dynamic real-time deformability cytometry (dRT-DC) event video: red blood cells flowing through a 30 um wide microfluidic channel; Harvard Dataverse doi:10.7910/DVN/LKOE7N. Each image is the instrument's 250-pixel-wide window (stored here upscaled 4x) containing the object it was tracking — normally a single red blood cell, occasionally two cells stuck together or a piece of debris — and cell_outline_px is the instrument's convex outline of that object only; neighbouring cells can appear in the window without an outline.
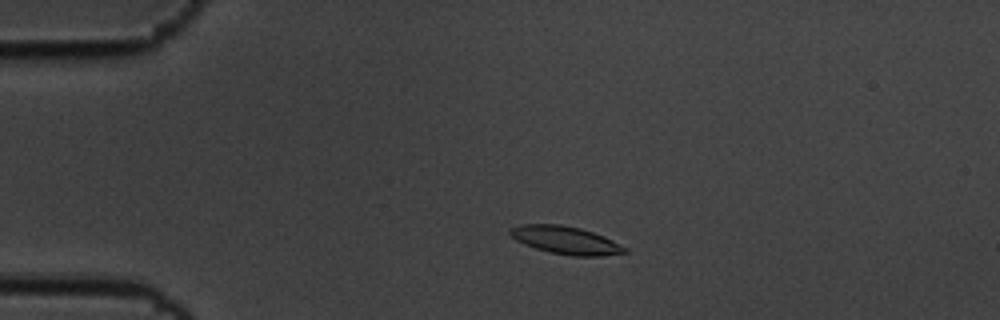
{"species": "common noctule bat (a hibernating species)", "species_latin": "Nyctalus noctula", "temperature_condition": "cold", "stored_images_in_passage": 52, "camera_frame_rate_fps": 3000, "um_per_image_px": 0.085, "animal": {"sex": "male", "body_mass_g": 19.5, "forearm_length_mm": 54.6}, "frame": {"image": 1, "passage_image": 7, "time_ms": 2.0, "image_size_px": [1000, 320], "cell_outline_px": [[628, 252], [600, 256], [572, 256], [548, 252], [524, 244], [516, 240], [508, 232], [508, 228], [520, 224], [560, 224], [580, 228], [604, 236], [628, 248]], "centroid_in_image_um": [48.07, 20.41], "position_along_channel_um": 36.9, "area_um2": 18.67}}
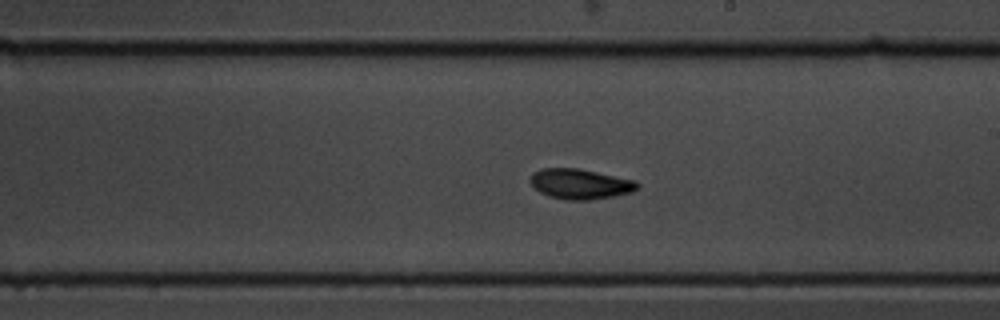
{"frame": {"image": 2, "passage_image": 28, "time_ms": 9.0, "image_size_px": [1000, 320], "cell_outline_px": [[640, 188], [632, 192], [612, 196], [588, 200], [564, 200], [548, 196], [540, 192], [528, 180], [532, 172], [540, 168], [576, 168], [636, 180], [640, 184]], "centroid_in_image_um": [49.3, 15.63], "position_along_channel_um": 239.7, "area_um2": 18.96}}
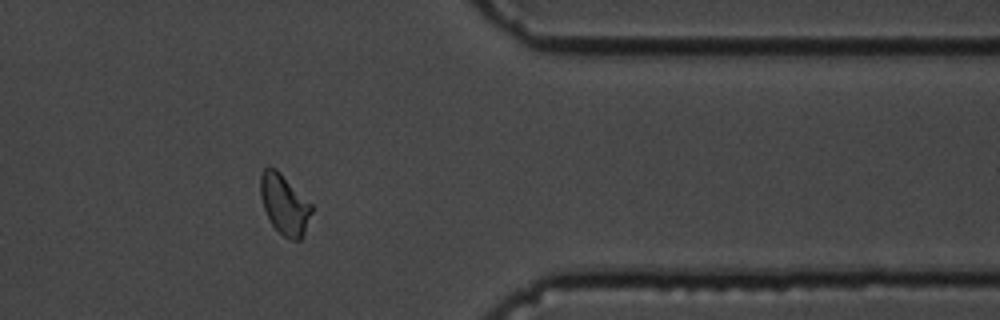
{"frame": {"image": 3, "passage_image": 42, "time_ms": 13.667, "image_size_px": [1000, 320], "cell_outline_px": [[312, 212], [304, 232], [300, 240], [292, 240], [284, 236], [272, 224], [264, 208], [260, 196], [260, 176], [264, 168], [268, 164], [276, 168], [312, 204]], "centroid_in_image_um": [24.16, 17.33], "position_along_channel_um": 387.2, "area_um2": 17.8}, "authors_computed_cell_mechanics": {"area_um2": 18.1781, "velocity_mm_per_s": 3.4591, "shape_relaxation_time_tau1_ms": 2.5797, "shape_relaxation_time_tau2_ms": 2.9104, "deformation_change_tau1": 0.1131, "deformation_change_tau2": 0.0753}}